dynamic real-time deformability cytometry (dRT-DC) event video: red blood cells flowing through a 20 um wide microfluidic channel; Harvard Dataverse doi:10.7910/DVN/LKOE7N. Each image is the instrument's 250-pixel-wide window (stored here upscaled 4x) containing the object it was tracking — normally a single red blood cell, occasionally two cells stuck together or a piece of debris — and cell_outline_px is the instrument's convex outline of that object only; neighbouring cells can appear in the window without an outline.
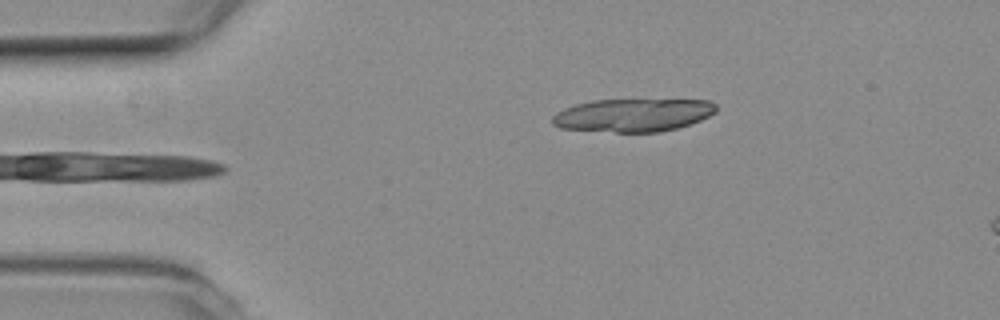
{"species": "common noctule bat (a hibernating species)", "species_latin": "Nyctalus noctula", "temperature_condition": "room temperature", "stored_images_in_passage": 9, "camera_frame_rate_fps": 3000, "um_per_image_px": 0.085, "animal": {"sex": "female", "body_mass_g": 19.3, "forearm_length_mm": 54.1}, "frame": {"image": 1, "passage_image": 1, "time_ms": 0.0, "image_size_px": [1000, 320], "cell_outline_px": [[716, 112], [700, 120], [676, 128], [660, 132], [616, 132], [560, 128], [552, 124], [552, 116], [556, 112], [564, 108], [576, 104], [592, 100], [708, 100], [716, 104]], "centroid_in_image_um": [53.78, 9.78], "position_along_channel_um": 31.2, "area_um2": 31.44}}